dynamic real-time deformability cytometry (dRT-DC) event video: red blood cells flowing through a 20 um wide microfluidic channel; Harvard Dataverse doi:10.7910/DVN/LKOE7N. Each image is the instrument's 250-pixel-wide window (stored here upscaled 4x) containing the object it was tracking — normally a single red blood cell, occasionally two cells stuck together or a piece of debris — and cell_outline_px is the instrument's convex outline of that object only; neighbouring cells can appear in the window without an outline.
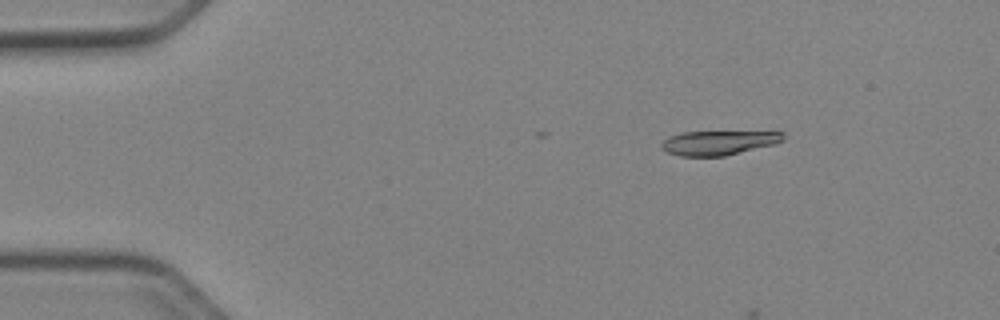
{"species": "Egyptian fruit bat (a non-hibernating species)", "species_latin": "Rousettus aegyptiacus", "temperature_condition": "cold", "stored_images_in_passage": 3, "camera_frame_rate_fps": 3000, "um_per_image_px": 0.085, "animal": {"sex": "female"}, "frame": {"image": 1, "passage_image": 1, "time_ms": 0.0, "image_size_px": [1000, 320], "cell_outline_px": [[784, 140], [776, 144], [724, 156], [680, 156], [668, 152], [660, 148], [660, 144], [668, 136], [680, 132], [784, 132]], "centroid_in_image_um": [61.05, 12.13], "position_along_channel_um": 23.9, "area_um2": 17.28}}